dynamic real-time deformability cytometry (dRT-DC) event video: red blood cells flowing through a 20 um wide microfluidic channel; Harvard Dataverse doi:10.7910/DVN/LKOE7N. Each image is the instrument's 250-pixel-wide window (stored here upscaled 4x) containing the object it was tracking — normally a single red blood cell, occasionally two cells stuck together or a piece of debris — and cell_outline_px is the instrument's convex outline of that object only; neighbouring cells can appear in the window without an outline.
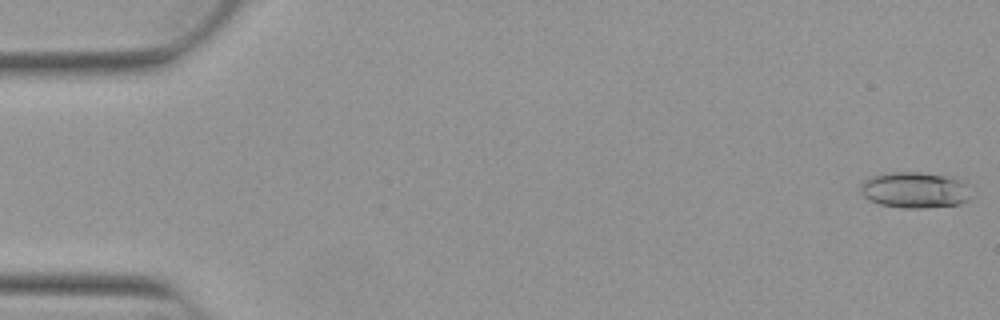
{"species": "Egyptian fruit bat (a non-hibernating species)", "species_latin": "Rousettus aegyptiacus", "temperature_condition": "warm", "stored_images_in_passage": 52, "camera_frame_rate_fps": 3000, "um_per_image_px": 0.085, "animal": {"sex": "female"}, "frame": {"image": 1, "passage_image": 1, "time_ms": 0.0, "image_size_px": [1000, 320], "cell_outline_px": [[968, 200], [960, 204], [924, 208], [900, 208], [880, 204], [868, 200], [860, 192], [860, 184], [864, 180], [872, 176], [888, 172], [920, 172], [968, 180]], "centroid_in_image_um": [77.75, 16.15], "position_along_channel_um": 7.3, "area_um2": 23.47}}
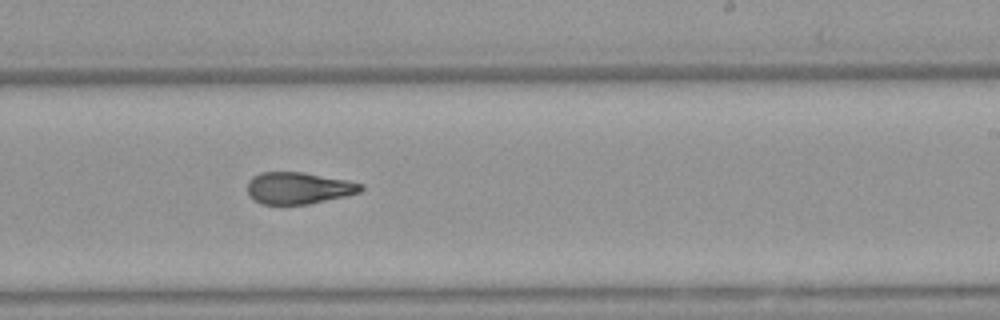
{"frame": {"image": 2, "passage_image": 32, "time_ms": 10.333, "image_size_px": [1000, 320], "cell_outline_px": [[364, 188], [360, 192], [348, 196], [308, 204], [260, 204], [252, 200], [248, 196], [248, 180], [252, 176], [260, 172], [304, 172], [348, 180], [364, 184]], "centroid_in_image_um": [25.38, 15.98], "position_along_channel_um": 263.6, "area_um2": 21.39}}
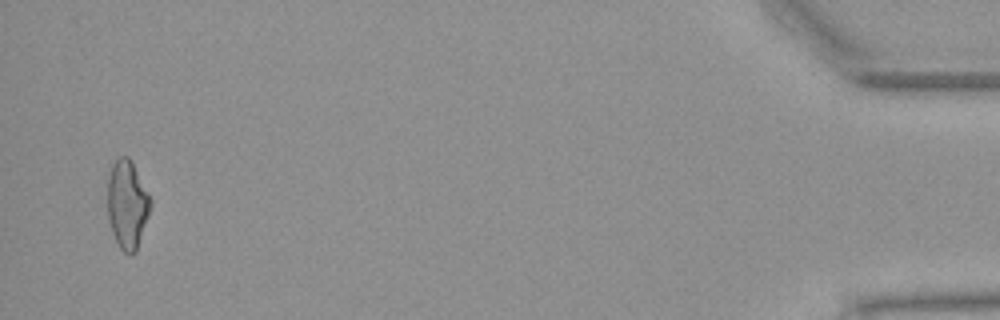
{"frame": {"image": 3, "passage_image": 51, "time_ms": 16.667, "image_size_px": [1000, 320], "cell_outline_px": [[152, 204], [136, 252], [132, 256], [124, 252], [120, 248], [112, 232], [108, 220], [108, 176], [112, 164], [120, 156], [128, 156], [148, 192], [152, 200]], "centroid_in_image_um": [10.81, 17.4], "position_along_channel_um": 424.4, "area_um2": 22.02}, "authors_computed_cell_mechanics": {"area_um2": 21.8484, "velocity_mm_per_s": 3.912, "shape_relaxation_time_tau1_ms": 7.9034, "shape_relaxation_time_tau2_ms": 2.5093, "deformation_change_tau1": 0.2286, "deformation_change_tau2": 0.0985}}